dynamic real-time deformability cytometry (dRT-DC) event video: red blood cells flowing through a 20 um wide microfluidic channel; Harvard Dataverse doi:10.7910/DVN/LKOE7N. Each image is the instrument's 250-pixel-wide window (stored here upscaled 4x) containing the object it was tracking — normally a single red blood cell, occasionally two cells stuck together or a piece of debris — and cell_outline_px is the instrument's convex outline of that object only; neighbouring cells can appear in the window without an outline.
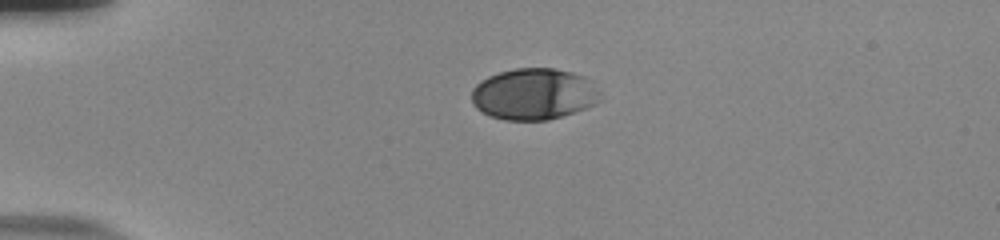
{"species": "human", "species_latin": "Homo sapiens", "temperature_condition": "room temperature", "stored_images_in_passage": 43, "camera_frame_rate_fps": 3000, "um_per_image_px": 0.085, "donor": {"sex": "male"}, "frame": {"image": 1, "passage_image": 1, "time_ms": 0.0, "image_size_px": [1000, 240], "cell_outline_px": [[604, 100], [596, 104], [548, 120], [504, 120], [492, 116], [476, 108], [472, 104], [472, 88], [480, 80], [488, 76], [500, 72], [516, 68], [556, 68], [572, 72], [584, 76], [600, 92]], "centroid_in_image_um": [45.38, 7.99], "position_along_channel_um": 39.6, "area_um2": 38.61}}
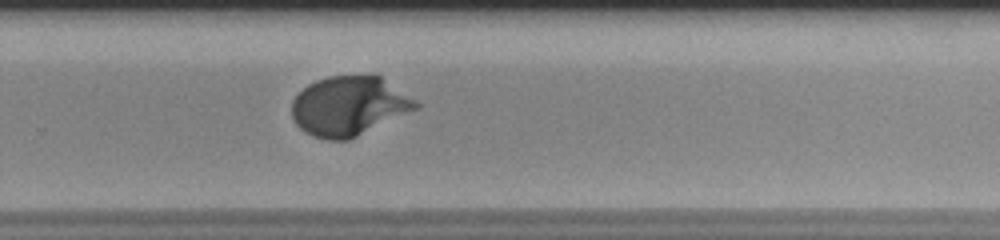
{"frame": {"image": 2, "passage_image": 26, "time_ms": 8.333, "image_size_px": [1000, 240], "cell_outline_px": [[420, 108], [348, 140], [328, 140], [312, 136], [304, 132], [296, 124], [292, 116], [292, 100], [308, 84], [316, 80], [328, 76], [368, 72], [372, 72], [380, 76], [420, 104]], "centroid_in_image_um": [29.66, 8.98], "position_along_channel_um": 300.1, "area_um2": 43.41}}
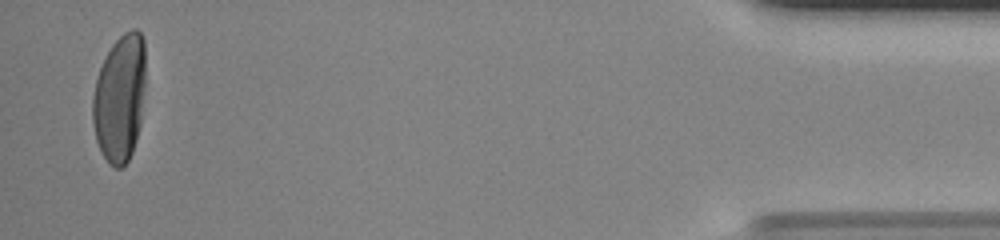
{"frame": {"image": 3, "passage_image": 42, "time_ms": 13.667, "image_size_px": [1000, 240], "cell_outline_px": [[144, 88], [140, 124], [136, 140], [132, 152], [128, 160], [120, 168], [116, 168], [108, 164], [96, 140], [92, 120], [92, 96], [96, 80], [100, 68], [112, 44], [124, 32], [132, 28], [136, 28], [140, 32], [144, 40]], "centroid_in_image_um": [10.17, 8.34], "position_along_channel_um": 425.0, "area_um2": 39.19}, "authors_computed_cell_mechanics": {"area_um2": 39.6508, "velocity_mm_per_s": 3.6989, "shape_relaxation_time_tau1_ms": 2.9626, "shape_relaxation_time_tau2_ms": null, "deformation_change_tau1": 0.1734, "deformation_change_tau2": null}}